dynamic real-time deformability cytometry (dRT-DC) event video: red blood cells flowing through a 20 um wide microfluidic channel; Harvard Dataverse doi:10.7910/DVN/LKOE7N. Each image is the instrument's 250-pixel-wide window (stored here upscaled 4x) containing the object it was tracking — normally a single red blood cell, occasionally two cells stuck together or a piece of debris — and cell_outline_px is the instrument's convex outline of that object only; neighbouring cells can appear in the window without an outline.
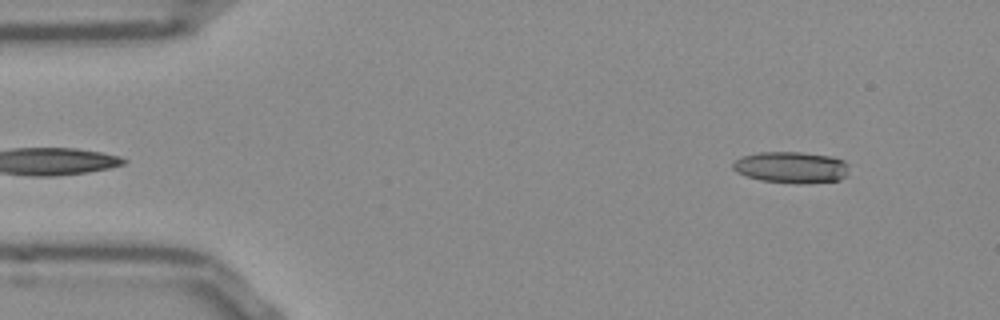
{"species": "Egyptian fruit bat (a non-hibernating species)", "species_latin": "Rousettus aegyptiacus", "temperature_condition": "room temperature", "stored_images_in_passage": 53, "camera_frame_rate_fps": 3000, "um_per_image_px": 0.085, "frame": {"image": 1, "passage_image": 6, "time_ms": 1.667, "image_size_px": [1000, 320], "cell_outline_px": [[848, 176], [840, 180], [800, 184], [796, 184], [760, 180], [744, 176], [736, 172], [732, 168], [732, 164], [736, 160], [744, 156], [760, 152], [800, 152], [832, 156], [844, 160], [848, 164]], "centroid_in_image_um": [67.29, 14.23], "position_along_channel_um": 17.7, "area_um2": 21.56}}
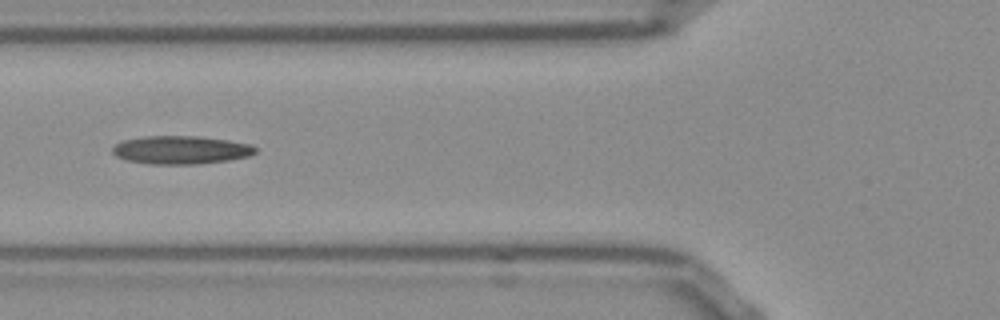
{"frame": {"image": 2, "passage_image": 20, "time_ms": 6.333, "image_size_px": [1000, 320], "cell_outline_px": [[256, 152], [248, 156], [228, 160], [196, 164], [148, 164], [128, 160], [116, 156], [112, 152], [112, 148], [116, 144], [124, 140], [148, 136], [200, 136], [228, 140], [252, 144], [256, 148]], "centroid_in_image_um": [15.39, 12.74], "position_along_channel_um": 110.4, "area_um2": 23.41}}
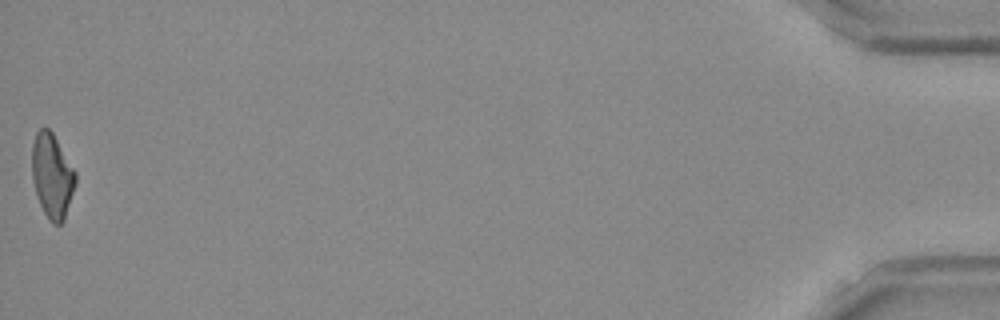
{"frame": {"image": 3, "passage_image": 53, "time_ms": 17.333, "image_size_px": [1000, 320], "cell_outline_px": [[76, 184], [64, 220], [60, 224], [52, 224], [48, 220], [40, 204], [32, 180], [32, 144], [36, 132], [40, 128], [48, 128], [52, 132], [76, 172]], "centroid_in_image_um": [4.43, 14.95], "position_along_channel_um": 430.8, "area_um2": 21.39}, "authors_computed_cell_mechanics": {"area_um2": 22.0796, "velocity_mm_per_s": 3.857, "shape_relaxation_time_tau1_ms": null, "shape_relaxation_time_tau2_ms": 8.5108, "deformation_change_tau1": null, "deformation_change_tau2": 0.2415}}